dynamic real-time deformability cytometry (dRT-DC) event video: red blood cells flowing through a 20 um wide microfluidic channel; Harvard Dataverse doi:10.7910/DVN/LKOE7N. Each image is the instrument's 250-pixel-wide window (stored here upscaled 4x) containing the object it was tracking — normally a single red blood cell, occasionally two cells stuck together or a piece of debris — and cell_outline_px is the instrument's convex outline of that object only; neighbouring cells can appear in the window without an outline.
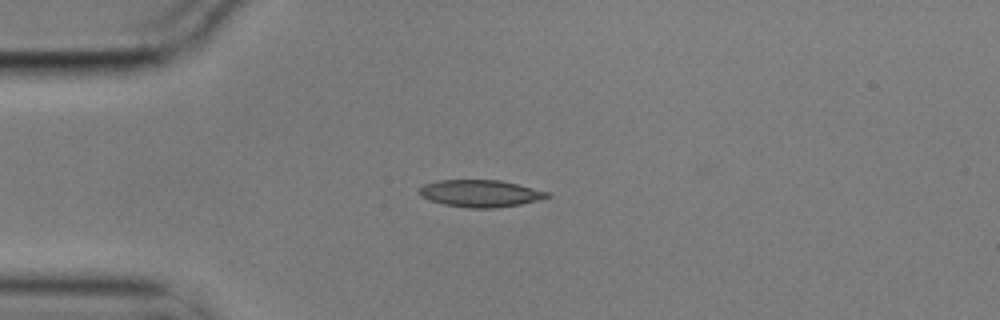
{"species": "common noctule bat (a hibernating species)", "species_latin": "Nyctalus noctula", "temperature_condition": "cold", "stored_images_in_passage": 5, "camera_frame_rate_fps": 3000, "um_per_image_px": 0.085, "animal": {"sex": "male", "body_mass_g": 17.9}, "frame": {"image": 1, "passage_image": 1, "time_ms": 0.0, "image_size_px": [1000, 320], "cell_outline_px": [[552, 196], [520, 204], [496, 208], [468, 208], [444, 204], [420, 196], [420, 188], [424, 184], [440, 180], [500, 180], [548, 192]], "centroid_in_image_um": [40.82, 16.44], "position_along_channel_um": 44.2, "area_um2": 19.88}}
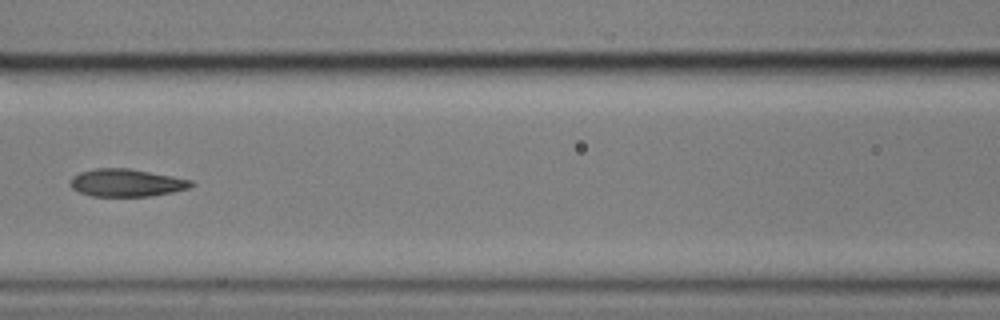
{"frame": {"image": 2, "passage_image": 4, "time_ms": 1.0, "image_size_px": [1000, 320], "cell_outline_px": [[196, 184], [188, 188], [172, 192], [152, 196], [92, 196], [80, 192], [72, 188], [68, 184], [72, 176], [80, 172], [96, 168], [128, 168], [172, 176], [192, 180]], "centroid_in_image_um": [10.74, 15.53], "position_along_channel_um": 155.9, "area_um2": 19.48}}
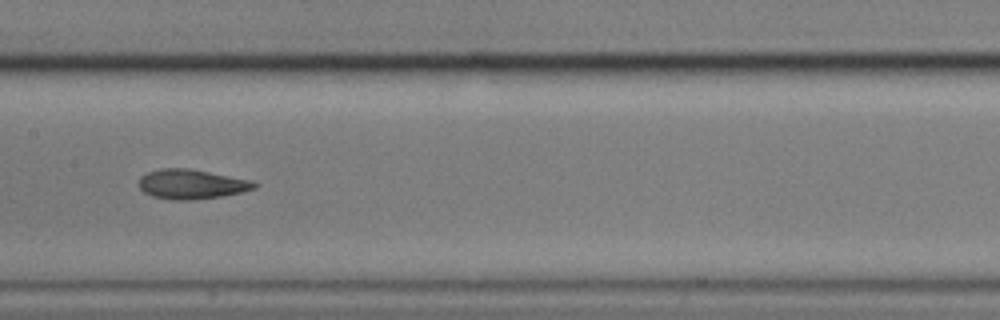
{"frame": {"image": 3, "passage_image": 5, "time_ms": 1.333, "image_size_px": [1000, 320], "cell_outline_px": [[260, 184], [256, 188], [240, 192], [220, 196], [188, 200], [172, 200], [152, 196], [144, 192], [140, 188], [140, 176], [148, 172], [160, 168], [192, 168], [252, 180]], "centroid_in_image_um": [16.3, 15.64], "position_along_channel_um": 191.1, "area_um2": 20.0}}